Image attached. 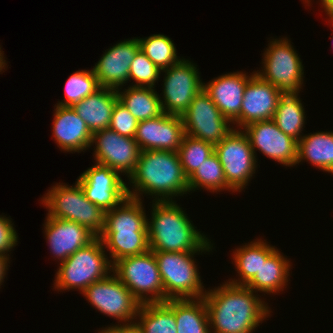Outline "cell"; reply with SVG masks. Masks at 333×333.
Returning <instances> with one entry per match:
<instances>
[{
    "instance_id": "21",
    "label": "cell",
    "mask_w": 333,
    "mask_h": 333,
    "mask_svg": "<svg viewBox=\"0 0 333 333\" xmlns=\"http://www.w3.org/2000/svg\"><path fill=\"white\" fill-rule=\"evenodd\" d=\"M52 137L61 151L81 153L91 148L92 133L71 106L54 105Z\"/></svg>"
},
{
    "instance_id": "8",
    "label": "cell",
    "mask_w": 333,
    "mask_h": 333,
    "mask_svg": "<svg viewBox=\"0 0 333 333\" xmlns=\"http://www.w3.org/2000/svg\"><path fill=\"white\" fill-rule=\"evenodd\" d=\"M81 294L91 308L118 321L107 327L134 325L141 303L113 272Z\"/></svg>"
},
{
    "instance_id": "35",
    "label": "cell",
    "mask_w": 333,
    "mask_h": 333,
    "mask_svg": "<svg viewBox=\"0 0 333 333\" xmlns=\"http://www.w3.org/2000/svg\"><path fill=\"white\" fill-rule=\"evenodd\" d=\"M213 152V144L185 134L177 151L185 175L189 178Z\"/></svg>"
},
{
    "instance_id": "4",
    "label": "cell",
    "mask_w": 333,
    "mask_h": 333,
    "mask_svg": "<svg viewBox=\"0 0 333 333\" xmlns=\"http://www.w3.org/2000/svg\"><path fill=\"white\" fill-rule=\"evenodd\" d=\"M58 265L53 289L58 292L75 289L80 294L91 284L108 276L113 268L99 237Z\"/></svg>"
},
{
    "instance_id": "27",
    "label": "cell",
    "mask_w": 333,
    "mask_h": 333,
    "mask_svg": "<svg viewBox=\"0 0 333 333\" xmlns=\"http://www.w3.org/2000/svg\"><path fill=\"white\" fill-rule=\"evenodd\" d=\"M127 88V89H126ZM153 87L127 86L117 89L119 101L125 105L136 120L143 121L163 113L159 93Z\"/></svg>"
},
{
    "instance_id": "12",
    "label": "cell",
    "mask_w": 333,
    "mask_h": 333,
    "mask_svg": "<svg viewBox=\"0 0 333 333\" xmlns=\"http://www.w3.org/2000/svg\"><path fill=\"white\" fill-rule=\"evenodd\" d=\"M181 117L186 135L213 145L234 130L233 124L223 116L204 89L195 95Z\"/></svg>"
},
{
    "instance_id": "14",
    "label": "cell",
    "mask_w": 333,
    "mask_h": 333,
    "mask_svg": "<svg viewBox=\"0 0 333 333\" xmlns=\"http://www.w3.org/2000/svg\"><path fill=\"white\" fill-rule=\"evenodd\" d=\"M92 146L94 163L110 167L127 179L134 172L141 152L134 138L104 129L93 133Z\"/></svg>"
},
{
    "instance_id": "7",
    "label": "cell",
    "mask_w": 333,
    "mask_h": 333,
    "mask_svg": "<svg viewBox=\"0 0 333 333\" xmlns=\"http://www.w3.org/2000/svg\"><path fill=\"white\" fill-rule=\"evenodd\" d=\"M269 39L261 69L255 72L282 93H300L304 86V64L288 37Z\"/></svg>"
},
{
    "instance_id": "38",
    "label": "cell",
    "mask_w": 333,
    "mask_h": 333,
    "mask_svg": "<svg viewBox=\"0 0 333 333\" xmlns=\"http://www.w3.org/2000/svg\"><path fill=\"white\" fill-rule=\"evenodd\" d=\"M10 217V218H9ZM0 215V255L6 256L9 259L11 251H14V247L18 245V234L14 228L11 216Z\"/></svg>"
},
{
    "instance_id": "6",
    "label": "cell",
    "mask_w": 333,
    "mask_h": 333,
    "mask_svg": "<svg viewBox=\"0 0 333 333\" xmlns=\"http://www.w3.org/2000/svg\"><path fill=\"white\" fill-rule=\"evenodd\" d=\"M164 286V302L169 299H197L206 293L195 255L206 252L153 251ZM197 263V264H196Z\"/></svg>"
},
{
    "instance_id": "26",
    "label": "cell",
    "mask_w": 333,
    "mask_h": 333,
    "mask_svg": "<svg viewBox=\"0 0 333 333\" xmlns=\"http://www.w3.org/2000/svg\"><path fill=\"white\" fill-rule=\"evenodd\" d=\"M143 200L127 197L117 207L106 211L103 232H148Z\"/></svg>"
},
{
    "instance_id": "37",
    "label": "cell",
    "mask_w": 333,
    "mask_h": 333,
    "mask_svg": "<svg viewBox=\"0 0 333 333\" xmlns=\"http://www.w3.org/2000/svg\"><path fill=\"white\" fill-rule=\"evenodd\" d=\"M137 125L138 121L136 118L129 112L125 105L118 100L113 108L109 129L122 136L134 138Z\"/></svg>"
},
{
    "instance_id": "42",
    "label": "cell",
    "mask_w": 333,
    "mask_h": 333,
    "mask_svg": "<svg viewBox=\"0 0 333 333\" xmlns=\"http://www.w3.org/2000/svg\"><path fill=\"white\" fill-rule=\"evenodd\" d=\"M1 48L2 47L0 45V73L2 74V72H5L4 70H6V67L8 68V65L7 61L5 60L4 51Z\"/></svg>"
},
{
    "instance_id": "19",
    "label": "cell",
    "mask_w": 333,
    "mask_h": 333,
    "mask_svg": "<svg viewBox=\"0 0 333 333\" xmlns=\"http://www.w3.org/2000/svg\"><path fill=\"white\" fill-rule=\"evenodd\" d=\"M43 233L50 255L58 263L65 261L80 248L88 245L97 236L85 226L64 219L46 216Z\"/></svg>"
},
{
    "instance_id": "2",
    "label": "cell",
    "mask_w": 333,
    "mask_h": 333,
    "mask_svg": "<svg viewBox=\"0 0 333 333\" xmlns=\"http://www.w3.org/2000/svg\"><path fill=\"white\" fill-rule=\"evenodd\" d=\"M127 181L128 197L138 200H144L146 195L151 201H174L176 197L189 194L188 177L178 153L173 151H141Z\"/></svg>"
},
{
    "instance_id": "43",
    "label": "cell",
    "mask_w": 333,
    "mask_h": 333,
    "mask_svg": "<svg viewBox=\"0 0 333 333\" xmlns=\"http://www.w3.org/2000/svg\"><path fill=\"white\" fill-rule=\"evenodd\" d=\"M327 17H328V21H326V22L330 23V26L333 27V15H327Z\"/></svg>"
},
{
    "instance_id": "32",
    "label": "cell",
    "mask_w": 333,
    "mask_h": 333,
    "mask_svg": "<svg viewBox=\"0 0 333 333\" xmlns=\"http://www.w3.org/2000/svg\"><path fill=\"white\" fill-rule=\"evenodd\" d=\"M189 194L197 190L210 193L229 191L236 193L227 183L222 164L213 152L199 168L188 178Z\"/></svg>"
},
{
    "instance_id": "20",
    "label": "cell",
    "mask_w": 333,
    "mask_h": 333,
    "mask_svg": "<svg viewBox=\"0 0 333 333\" xmlns=\"http://www.w3.org/2000/svg\"><path fill=\"white\" fill-rule=\"evenodd\" d=\"M255 73V70L249 74L244 70L233 71L219 75L206 84L203 83V89L232 124L239 119L247 82Z\"/></svg>"
},
{
    "instance_id": "25",
    "label": "cell",
    "mask_w": 333,
    "mask_h": 333,
    "mask_svg": "<svg viewBox=\"0 0 333 333\" xmlns=\"http://www.w3.org/2000/svg\"><path fill=\"white\" fill-rule=\"evenodd\" d=\"M311 163L323 172L333 174V131L304 134L298 141L297 162ZM298 164V165H297Z\"/></svg>"
},
{
    "instance_id": "36",
    "label": "cell",
    "mask_w": 333,
    "mask_h": 333,
    "mask_svg": "<svg viewBox=\"0 0 333 333\" xmlns=\"http://www.w3.org/2000/svg\"><path fill=\"white\" fill-rule=\"evenodd\" d=\"M160 74L161 70L139 49L129 68V82L133 81L130 86L155 88Z\"/></svg>"
},
{
    "instance_id": "29",
    "label": "cell",
    "mask_w": 333,
    "mask_h": 333,
    "mask_svg": "<svg viewBox=\"0 0 333 333\" xmlns=\"http://www.w3.org/2000/svg\"><path fill=\"white\" fill-rule=\"evenodd\" d=\"M99 238L103 242L112 265L122 258L141 255L150 250L148 232H102Z\"/></svg>"
},
{
    "instance_id": "31",
    "label": "cell",
    "mask_w": 333,
    "mask_h": 333,
    "mask_svg": "<svg viewBox=\"0 0 333 333\" xmlns=\"http://www.w3.org/2000/svg\"><path fill=\"white\" fill-rule=\"evenodd\" d=\"M177 333H211L203 298L173 299Z\"/></svg>"
},
{
    "instance_id": "18",
    "label": "cell",
    "mask_w": 333,
    "mask_h": 333,
    "mask_svg": "<svg viewBox=\"0 0 333 333\" xmlns=\"http://www.w3.org/2000/svg\"><path fill=\"white\" fill-rule=\"evenodd\" d=\"M282 94L277 87L255 73L247 82L239 119L233 124L234 129H242L256 121L271 120Z\"/></svg>"
},
{
    "instance_id": "30",
    "label": "cell",
    "mask_w": 333,
    "mask_h": 333,
    "mask_svg": "<svg viewBox=\"0 0 333 333\" xmlns=\"http://www.w3.org/2000/svg\"><path fill=\"white\" fill-rule=\"evenodd\" d=\"M299 93H283L272 120L285 134L297 142L302 138L305 128L306 112Z\"/></svg>"
},
{
    "instance_id": "24",
    "label": "cell",
    "mask_w": 333,
    "mask_h": 333,
    "mask_svg": "<svg viewBox=\"0 0 333 333\" xmlns=\"http://www.w3.org/2000/svg\"><path fill=\"white\" fill-rule=\"evenodd\" d=\"M118 100L116 89L101 87L95 93L75 103L72 108L93 134L99 130L109 129L113 108Z\"/></svg>"
},
{
    "instance_id": "41",
    "label": "cell",
    "mask_w": 333,
    "mask_h": 333,
    "mask_svg": "<svg viewBox=\"0 0 333 333\" xmlns=\"http://www.w3.org/2000/svg\"><path fill=\"white\" fill-rule=\"evenodd\" d=\"M11 260L3 255H0V288L1 285L4 283L5 277L7 278V273H8V266L10 267V262Z\"/></svg>"
},
{
    "instance_id": "15",
    "label": "cell",
    "mask_w": 333,
    "mask_h": 333,
    "mask_svg": "<svg viewBox=\"0 0 333 333\" xmlns=\"http://www.w3.org/2000/svg\"><path fill=\"white\" fill-rule=\"evenodd\" d=\"M122 177L118 171L95 163L80 174L76 181L90 202L109 211L128 197L127 183Z\"/></svg>"
},
{
    "instance_id": "33",
    "label": "cell",
    "mask_w": 333,
    "mask_h": 333,
    "mask_svg": "<svg viewBox=\"0 0 333 333\" xmlns=\"http://www.w3.org/2000/svg\"><path fill=\"white\" fill-rule=\"evenodd\" d=\"M137 38L140 49L160 70L167 69L184 58L177 56V49L173 40L164 34Z\"/></svg>"
},
{
    "instance_id": "11",
    "label": "cell",
    "mask_w": 333,
    "mask_h": 333,
    "mask_svg": "<svg viewBox=\"0 0 333 333\" xmlns=\"http://www.w3.org/2000/svg\"><path fill=\"white\" fill-rule=\"evenodd\" d=\"M200 74L197 65L186 58L161 70L163 90L159 97L163 112L181 116L188 109L195 95L203 89Z\"/></svg>"
},
{
    "instance_id": "13",
    "label": "cell",
    "mask_w": 333,
    "mask_h": 333,
    "mask_svg": "<svg viewBox=\"0 0 333 333\" xmlns=\"http://www.w3.org/2000/svg\"><path fill=\"white\" fill-rule=\"evenodd\" d=\"M242 130L249 138L257 162L256 151H260L286 168L296 166L298 142L280 130L272 119L252 122Z\"/></svg>"
},
{
    "instance_id": "28",
    "label": "cell",
    "mask_w": 333,
    "mask_h": 333,
    "mask_svg": "<svg viewBox=\"0 0 333 333\" xmlns=\"http://www.w3.org/2000/svg\"><path fill=\"white\" fill-rule=\"evenodd\" d=\"M134 325L141 333H177L173 299L141 304Z\"/></svg>"
},
{
    "instance_id": "22",
    "label": "cell",
    "mask_w": 333,
    "mask_h": 333,
    "mask_svg": "<svg viewBox=\"0 0 333 333\" xmlns=\"http://www.w3.org/2000/svg\"><path fill=\"white\" fill-rule=\"evenodd\" d=\"M264 238H257L250 243H244L232 249V264L235 267L236 278H229L226 281L232 285L246 286L259 272L262 260L267 258L277 249V247L268 244ZM238 275V276H237Z\"/></svg>"
},
{
    "instance_id": "3",
    "label": "cell",
    "mask_w": 333,
    "mask_h": 333,
    "mask_svg": "<svg viewBox=\"0 0 333 333\" xmlns=\"http://www.w3.org/2000/svg\"><path fill=\"white\" fill-rule=\"evenodd\" d=\"M150 203L147 227L151 251L212 253L213 240L194 226L176 200Z\"/></svg>"
},
{
    "instance_id": "39",
    "label": "cell",
    "mask_w": 333,
    "mask_h": 333,
    "mask_svg": "<svg viewBox=\"0 0 333 333\" xmlns=\"http://www.w3.org/2000/svg\"><path fill=\"white\" fill-rule=\"evenodd\" d=\"M101 329V330H100ZM97 330V333H141L135 325L130 326H115V327H102Z\"/></svg>"
},
{
    "instance_id": "10",
    "label": "cell",
    "mask_w": 333,
    "mask_h": 333,
    "mask_svg": "<svg viewBox=\"0 0 333 333\" xmlns=\"http://www.w3.org/2000/svg\"><path fill=\"white\" fill-rule=\"evenodd\" d=\"M214 152L222 164L226 183L242 192L255 176L257 160L249 138L242 129H234L222 141L214 145Z\"/></svg>"
},
{
    "instance_id": "16",
    "label": "cell",
    "mask_w": 333,
    "mask_h": 333,
    "mask_svg": "<svg viewBox=\"0 0 333 333\" xmlns=\"http://www.w3.org/2000/svg\"><path fill=\"white\" fill-rule=\"evenodd\" d=\"M184 135L182 117L163 112L158 117L139 121L134 139L141 151L177 152Z\"/></svg>"
},
{
    "instance_id": "34",
    "label": "cell",
    "mask_w": 333,
    "mask_h": 333,
    "mask_svg": "<svg viewBox=\"0 0 333 333\" xmlns=\"http://www.w3.org/2000/svg\"><path fill=\"white\" fill-rule=\"evenodd\" d=\"M101 88L93 70H78L72 73L65 82L64 99L55 105L73 106Z\"/></svg>"
},
{
    "instance_id": "23",
    "label": "cell",
    "mask_w": 333,
    "mask_h": 333,
    "mask_svg": "<svg viewBox=\"0 0 333 333\" xmlns=\"http://www.w3.org/2000/svg\"><path fill=\"white\" fill-rule=\"evenodd\" d=\"M291 269V260L277 248L267 260H262L259 272L246 287L257 294L262 293V296L281 294L289 284Z\"/></svg>"
},
{
    "instance_id": "40",
    "label": "cell",
    "mask_w": 333,
    "mask_h": 333,
    "mask_svg": "<svg viewBox=\"0 0 333 333\" xmlns=\"http://www.w3.org/2000/svg\"><path fill=\"white\" fill-rule=\"evenodd\" d=\"M306 6H311L312 0H301ZM319 5L325 12V15H333V0H319Z\"/></svg>"
},
{
    "instance_id": "5",
    "label": "cell",
    "mask_w": 333,
    "mask_h": 333,
    "mask_svg": "<svg viewBox=\"0 0 333 333\" xmlns=\"http://www.w3.org/2000/svg\"><path fill=\"white\" fill-rule=\"evenodd\" d=\"M39 201L49 217L79 223L97 237L103 232L106 211L86 198L77 181L72 186L56 182Z\"/></svg>"
},
{
    "instance_id": "1",
    "label": "cell",
    "mask_w": 333,
    "mask_h": 333,
    "mask_svg": "<svg viewBox=\"0 0 333 333\" xmlns=\"http://www.w3.org/2000/svg\"><path fill=\"white\" fill-rule=\"evenodd\" d=\"M246 286L222 282L206 290V303L211 333H253L272 311L264 297Z\"/></svg>"
},
{
    "instance_id": "17",
    "label": "cell",
    "mask_w": 333,
    "mask_h": 333,
    "mask_svg": "<svg viewBox=\"0 0 333 333\" xmlns=\"http://www.w3.org/2000/svg\"><path fill=\"white\" fill-rule=\"evenodd\" d=\"M140 49L137 37L119 41L106 49L92 70L101 87L119 89L129 83V68Z\"/></svg>"
},
{
    "instance_id": "9",
    "label": "cell",
    "mask_w": 333,
    "mask_h": 333,
    "mask_svg": "<svg viewBox=\"0 0 333 333\" xmlns=\"http://www.w3.org/2000/svg\"><path fill=\"white\" fill-rule=\"evenodd\" d=\"M112 272L141 304L164 302V286L153 251L117 260Z\"/></svg>"
}]
</instances>
